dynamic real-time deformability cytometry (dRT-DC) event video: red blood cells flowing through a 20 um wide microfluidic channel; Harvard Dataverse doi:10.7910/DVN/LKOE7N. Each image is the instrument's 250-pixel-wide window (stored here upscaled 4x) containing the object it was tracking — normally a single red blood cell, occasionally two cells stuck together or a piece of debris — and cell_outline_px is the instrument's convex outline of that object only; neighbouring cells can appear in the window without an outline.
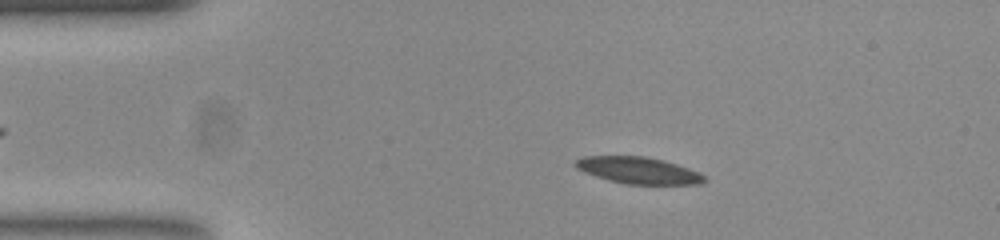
{"species": "common noctule bat (a hibernating species)", "species_latin": "Nyctalus noctula", "temperature_condition": "room temperature", "stored_images_in_passage": 45, "camera_frame_rate_fps": 3000, "um_per_image_px": 0.085, "animal": {"sex": "female", "body_mass_g": 23.0, "forearm_length_mm": 53.4}, "frame": {"image": 1, "passage_image": 2, "time_ms": 0.333, "image_size_px": [1000, 240], "cell_outline_px": [[708, 180], [700, 184], [628, 184], [596, 176], [576, 168], [576, 160], [584, 156], [644, 156], [676, 164], [700, 172]], "centroid_in_image_um": [54.31, 14.48], "position_along_channel_um": 30.7, "area_um2": 19.65}}
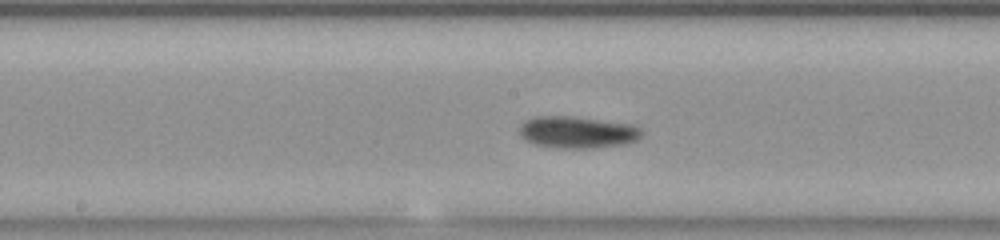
{"frame": {"image": 2, "passage_image": 19, "time_ms": 6.0, "image_size_px": [1000, 240], "cell_outline_px": [[640, 136], [636, 140], [620, 144], [592, 148], [568, 148], [536, 144], [528, 140], [520, 132], [520, 124], [524, 120], [532, 116], [572, 116], [632, 124], [640, 128]], "centroid_in_image_um": [49.06, 11.21], "position_along_channel_um": 199.1, "area_um2": 22.25}}
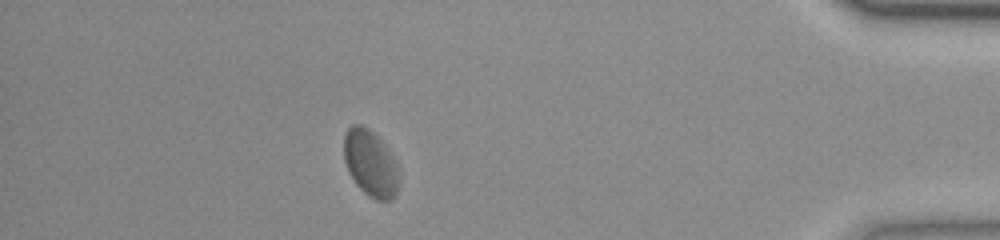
{"frame": {"image": 3, "passage_image": 39, "time_ms": 12.667, "image_size_px": [1000, 240], "cell_outline_px": [[396, 192], [392, 200], [376, 200], [368, 196], [356, 184], [348, 172], [344, 160], [344, 136], [348, 128], [352, 124], [360, 124], [368, 128], [380, 140], [392, 160], [396, 168]], "centroid_in_image_um": [31.41, 13.88], "position_along_channel_um": 403.8, "area_um2": 20.52}, "authors_computed_cell_mechanics": {"area_um2": 21.0392, "velocity_mm_per_s": 3.8183, "shape_relaxation_time_tau1_ms": 3.8185, "shape_relaxation_time_tau2_ms": 6.256, "deformation_change_tau1": 0.077, "deformation_change_tau2": 0.0955}}